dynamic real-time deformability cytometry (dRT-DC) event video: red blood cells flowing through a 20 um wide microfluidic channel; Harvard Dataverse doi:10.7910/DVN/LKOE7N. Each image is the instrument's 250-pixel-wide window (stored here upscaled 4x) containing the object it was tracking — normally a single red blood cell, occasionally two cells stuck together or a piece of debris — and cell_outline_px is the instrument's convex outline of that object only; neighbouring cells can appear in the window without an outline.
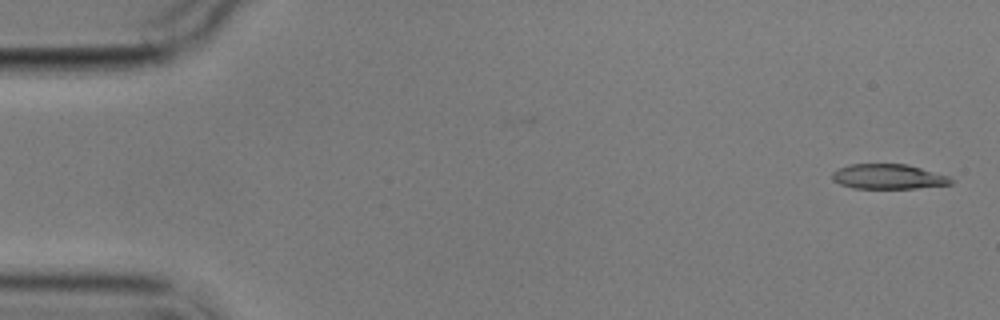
{"species": "common noctule bat (a hibernating species)", "species_latin": "Nyctalus noctula", "temperature_condition": "cold", "stored_images_in_passage": 2, "camera_frame_rate_fps": 3000, "um_per_image_px": 0.085, "animal": {"sex": "male", "body_mass_g": 17.9}, "frame": {"image": 1, "passage_image": 2, "time_ms": 2.0, "image_size_px": [1000, 320], "cell_outline_px": [[956, 180], [952, 184], [916, 188], [852, 188], [840, 184], [832, 180], [832, 172], [840, 168], [852, 164], [908, 164], [948, 176]], "centroid_in_image_um": [75.53, 15.01], "position_along_channel_um": 9.5, "area_um2": 17.22}}